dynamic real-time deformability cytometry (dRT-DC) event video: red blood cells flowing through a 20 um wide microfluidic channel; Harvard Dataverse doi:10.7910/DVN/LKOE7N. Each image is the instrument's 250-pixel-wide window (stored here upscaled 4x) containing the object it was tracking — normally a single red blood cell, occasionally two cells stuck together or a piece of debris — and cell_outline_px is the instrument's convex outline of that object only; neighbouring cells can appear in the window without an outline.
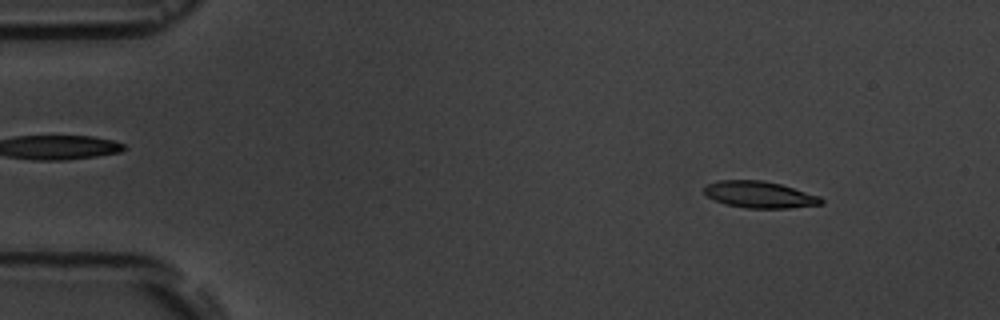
{"species": "common noctule bat (a hibernating species)", "species_latin": "Nyctalus noctula", "temperature_condition": "room temperature", "stored_images_in_passage": 6, "camera_frame_rate_fps": 3000, "um_per_image_px": 0.085, "animal": {"sex": "male", "body_mass_g": 19.5, "forearm_length_mm": 54.6}, "frame": {"image": 1, "passage_image": 1, "time_ms": 0.0, "image_size_px": [1000, 320], "cell_outline_px": [[824, 204], [788, 208], [744, 208], [724, 204], [708, 196], [704, 192], [704, 188], [708, 184], [720, 180], [764, 180], [780, 184], [820, 196], [824, 200]], "centroid_in_image_um": [64.59, 16.55], "position_along_channel_um": 20.4, "area_um2": 18.15}}
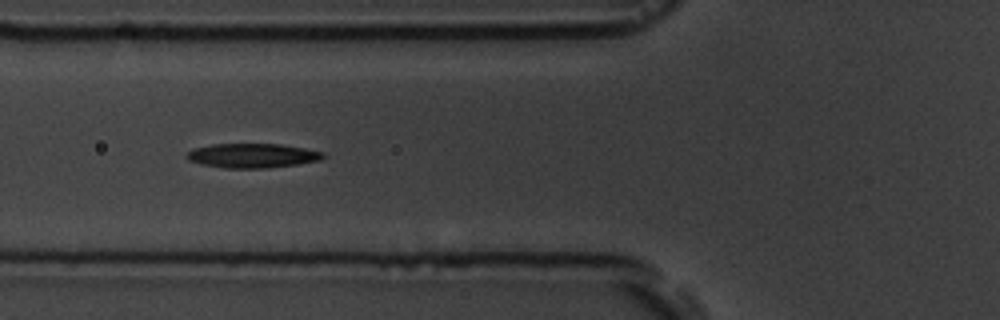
{"frame": {"image": 2, "passage_image": 5, "time_ms": 4.667, "image_size_px": [1000, 320], "cell_outline_px": [[324, 156], [320, 160], [296, 164], [264, 168], [224, 168], [200, 164], [188, 160], [184, 156], [192, 148], [212, 144], [280, 144], [304, 148], [324, 152]], "centroid_in_image_um": [21.39, 13.22], "position_along_channel_um": 104.4, "area_um2": 19.36}}
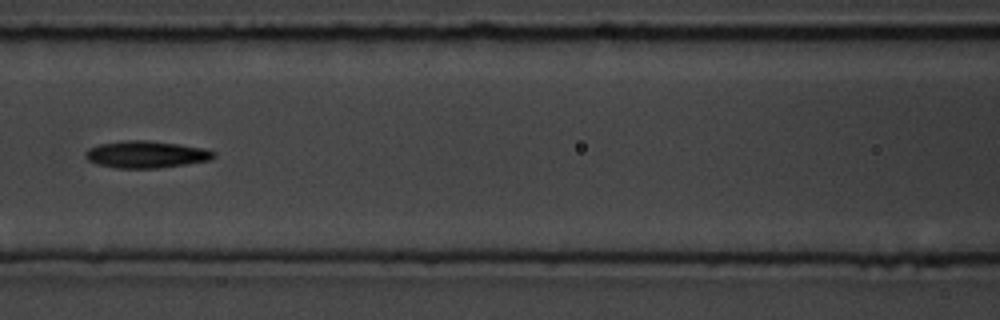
{"frame": {"image": 3, "passage_image": 6, "time_ms": 6.0, "image_size_px": [1000, 320], "cell_outline_px": [[216, 156], [212, 160], [188, 164], [156, 168], [116, 168], [96, 164], [88, 160], [84, 156], [84, 152], [88, 148], [100, 144], [128, 140], [144, 140], [180, 144], [204, 148], [216, 152]], "centroid_in_image_um": [12.44, 13.13], "position_along_channel_um": 154.2, "area_um2": 20.35}}